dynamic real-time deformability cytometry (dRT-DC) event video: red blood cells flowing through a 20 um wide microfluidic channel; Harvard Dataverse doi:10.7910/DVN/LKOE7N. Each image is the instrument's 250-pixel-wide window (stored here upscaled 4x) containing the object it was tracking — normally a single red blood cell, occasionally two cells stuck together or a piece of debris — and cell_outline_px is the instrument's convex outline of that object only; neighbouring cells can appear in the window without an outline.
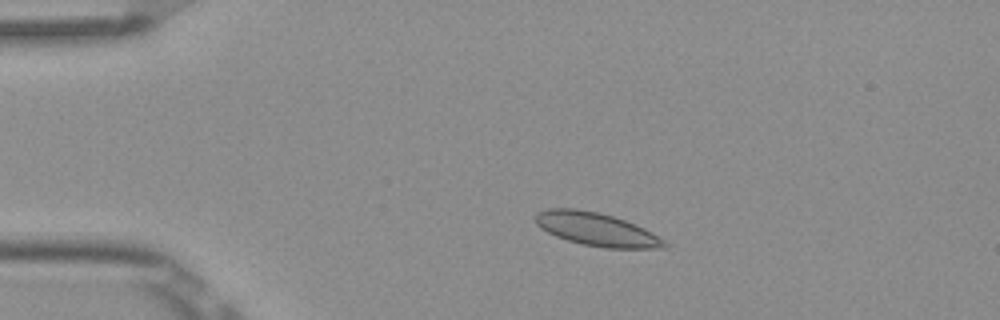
{"species": "Egyptian fruit bat (a non-hibernating species)", "species_latin": "Rousettus aegyptiacus", "temperature_condition": "room temperature", "stored_images_in_passage": 6, "camera_frame_rate_fps": 3000, "um_per_image_px": 0.085, "frame": {"image": 1, "passage_image": 3, "time_ms": 0.667, "image_size_px": [1000, 320], "cell_outline_px": [[668, 248], [604, 248], [584, 244], [568, 240], [556, 236], [540, 228], [536, 224], [536, 212], [548, 208], [576, 208], [600, 212], [636, 224], [652, 232], [664, 240], [668, 244]], "centroid_in_image_um": [50.71, 19.48], "position_along_channel_um": 34.3, "area_um2": 24.97}}
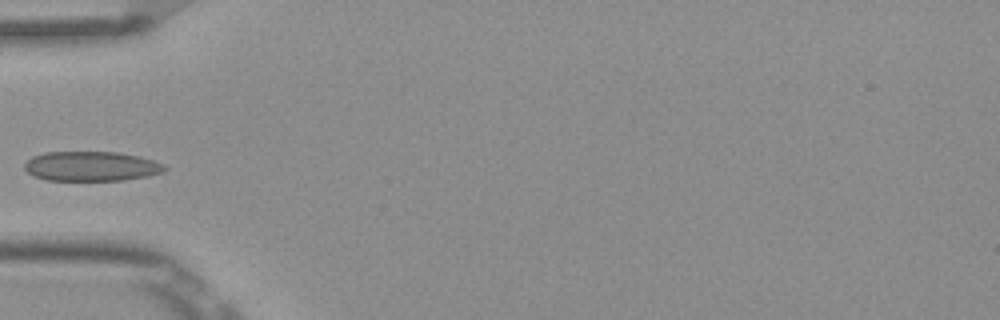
{"frame": {"image": 2, "passage_image": 5, "time_ms": 1.333, "image_size_px": [1000, 320], "cell_outline_px": [[168, 168], [164, 172], [148, 176], [124, 180], [44, 180], [32, 176], [24, 168], [24, 164], [32, 156], [44, 152], [116, 152], [140, 156], [164, 164]], "centroid_in_image_um": [7.76, 14.13], "position_along_channel_um": 77.2, "area_um2": 24.39}}
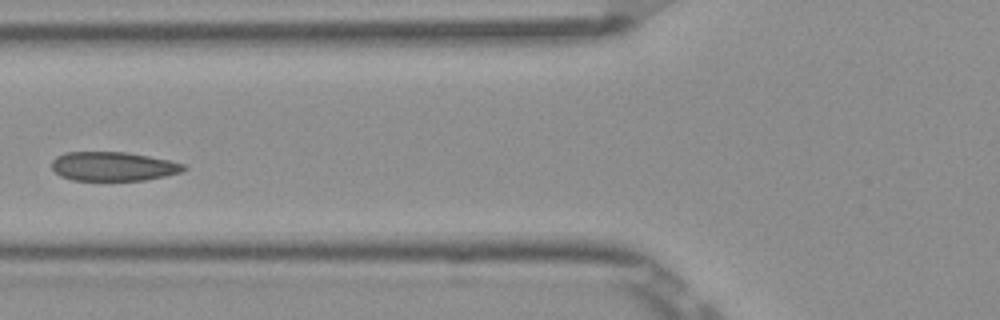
{"frame": {"image": 3, "passage_image": 6, "time_ms": 1.667, "image_size_px": [1000, 320], "cell_outline_px": [[188, 168], [180, 172], [164, 176], [144, 180], [72, 180], [60, 176], [52, 168], [52, 160], [56, 156], [64, 152], [124, 152], [148, 156], [188, 164]], "centroid_in_image_um": [9.62, 14.14], "position_along_channel_um": 116.2, "area_um2": 22.37}}